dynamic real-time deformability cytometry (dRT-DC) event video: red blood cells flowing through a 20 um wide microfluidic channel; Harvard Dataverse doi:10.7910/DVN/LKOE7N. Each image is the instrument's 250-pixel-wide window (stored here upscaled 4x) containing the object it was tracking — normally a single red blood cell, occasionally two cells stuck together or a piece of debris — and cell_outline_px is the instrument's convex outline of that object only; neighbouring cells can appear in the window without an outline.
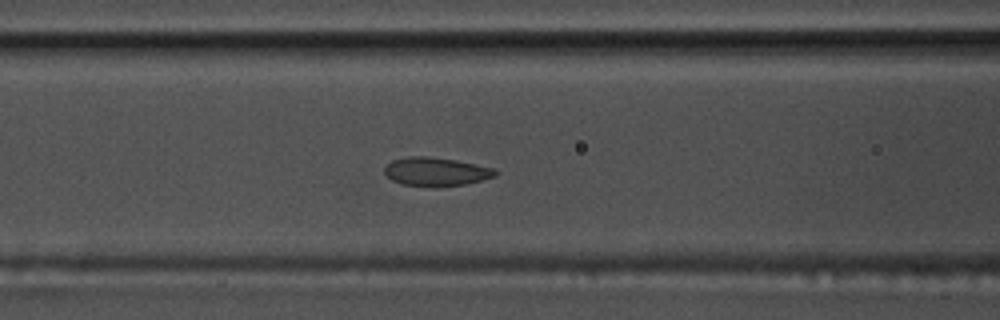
{"species": "common noctule bat (a hibernating species)", "species_latin": "Nyctalus noctula", "temperature_condition": "warm", "stored_images_in_passage": 44, "camera_frame_rate_fps": 3000, "um_per_image_px": 0.085, "animal": {"sex": "male", "body_mass_g": 17.5, "forearm_length_mm": 52.3}, "frame": {"image": 1, "passage_image": 10, "time_ms": 3.0, "image_size_px": [1000, 320], "cell_outline_px": [[500, 172], [496, 176], [464, 184], [400, 184], [392, 180], [384, 172], [384, 168], [392, 160], [408, 156], [428, 156], [456, 160], [496, 168]], "centroid_in_image_um": [37.09, 14.54], "position_along_channel_um": 129.5, "area_um2": 17.86}}
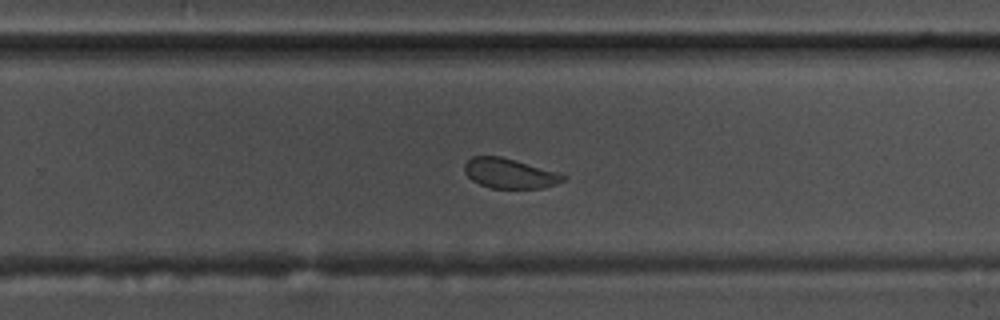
{"frame": {"image": 2, "passage_image": 23, "time_ms": 7.333, "image_size_px": [1000, 320], "cell_outline_px": [[568, 176], [564, 180], [556, 184], [544, 188], [492, 188], [480, 184], [472, 180], [464, 172], [464, 164], [472, 156], [500, 156], [556, 172]], "centroid_in_image_um": [43.3, 14.74], "position_along_channel_um": 286.5, "area_um2": 16.99}}
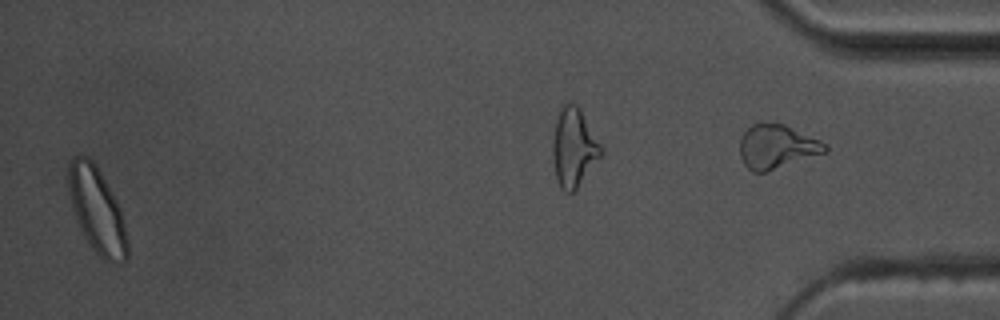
{"frame": {"image": 3, "passage_image": 42, "time_ms": 13.667, "image_size_px": [1000, 320], "cell_outline_px": [[128, 260], [120, 264], [104, 260], [92, 248], [84, 236], [76, 220], [68, 192], [68, 164], [76, 156], [88, 156], [96, 164], [116, 200], [120, 208], [128, 240]], "centroid_in_image_um": [8.25, 17.9], "position_along_channel_um": 427.0, "area_um2": 29.36}, "authors_computed_cell_mechanics": {"area_um2": 18.6116, "velocity_mm_per_s": 3.6336, "shape_relaxation_time_tau1_ms": 2.7697, "shape_relaxation_time_tau2_ms": 0.8535, "deformation_change_tau1": 0.0985, "deformation_change_tau2": 0.0488}}